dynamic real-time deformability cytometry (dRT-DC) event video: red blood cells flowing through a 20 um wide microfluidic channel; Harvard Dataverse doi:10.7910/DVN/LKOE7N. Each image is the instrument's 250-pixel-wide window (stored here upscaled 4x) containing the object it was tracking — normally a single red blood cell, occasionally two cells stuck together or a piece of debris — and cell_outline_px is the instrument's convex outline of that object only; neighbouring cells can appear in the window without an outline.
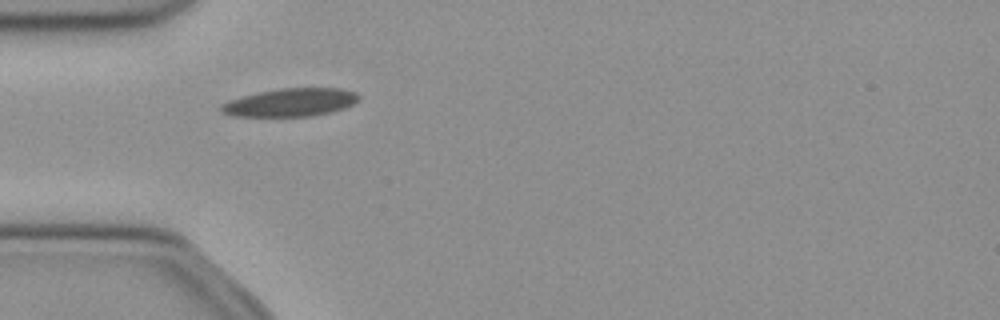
{"species": "common noctule bat (a hibernating species)", "species_latin": "Nyctalus noctula", "temperature_condition": "cold", "stored_images_in_passage": 37, "camera_frame_rate_fps": 3000, "um_per_image_px": 0.085, "animal": {"sex": "female", "body_mass_g": 21.9}, "frame": {"image": 1, "passage_image": 1, "time_ms": 0.0, "image_size_px": [1000, 320], "cell_outline_px": [[360, 96], [352, 104], [344, 108], [332, 112], [312, 116], [232, 116], [220, 112], [220, 104], [228, 100], [260, 92], [280, 88], [340, 88], [356, 92]], "centroid_in_image_um": [24.67, 8.71], "position_along_channel_um": 60.3, "area_um2": 22.48}}
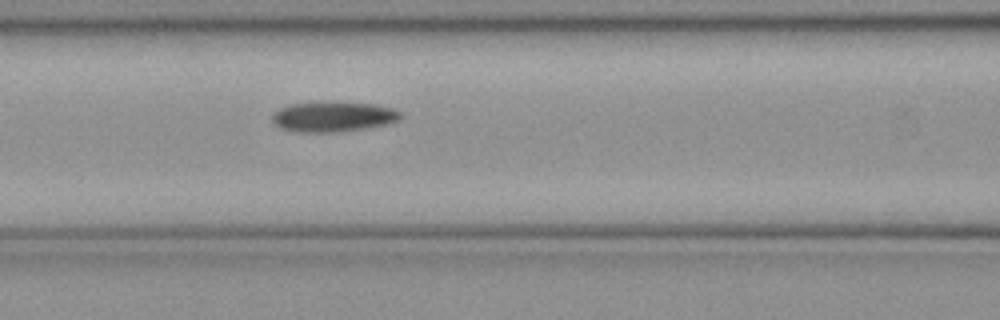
{"frame": {"image": 2, "passage_image": 7, "time_ms": 2.0, "image_size_px": [1000, 320], "cell_outline_px": [[400, 116], [396, 120], [388, 124], [364, 128], [336, 132], [292, 132], [280, 128], [272, 120], [272, 116], [280, 108], [292, 104], [320, 100], [372, 104], [392, 108], [400, 112]], "centroid_in_image_um": [28.27, 9.9], "position_along_channel_um": 138.3, "area_um2": 22.72}}
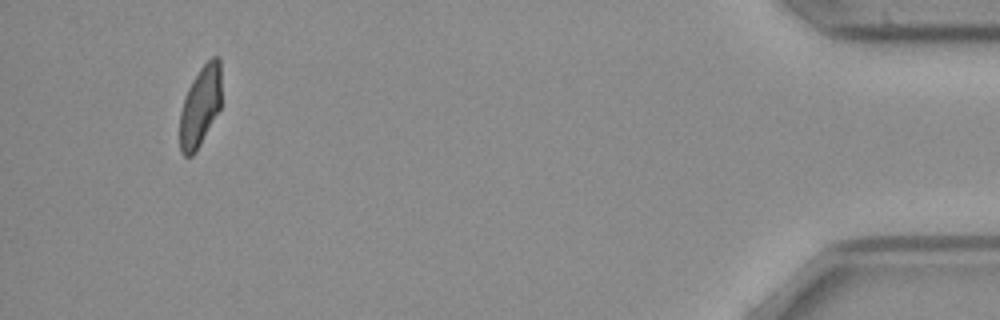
{"frame": {"image": 3, "passage_image": 34, "time_ms": 11.0, "image_size_px": [1000, 320], "cell_outline_px": [[220, 108], [196, 152], [192, 156], [184, 156], [180, 152], [180, 112], [184, 96], [192, 80], [200, 68], [212, 56], [220, 56]], "centroid_in_image_um": [17.0, 9.04], "position_along_channel_um": 418.2, "area_um2": 19.48}}